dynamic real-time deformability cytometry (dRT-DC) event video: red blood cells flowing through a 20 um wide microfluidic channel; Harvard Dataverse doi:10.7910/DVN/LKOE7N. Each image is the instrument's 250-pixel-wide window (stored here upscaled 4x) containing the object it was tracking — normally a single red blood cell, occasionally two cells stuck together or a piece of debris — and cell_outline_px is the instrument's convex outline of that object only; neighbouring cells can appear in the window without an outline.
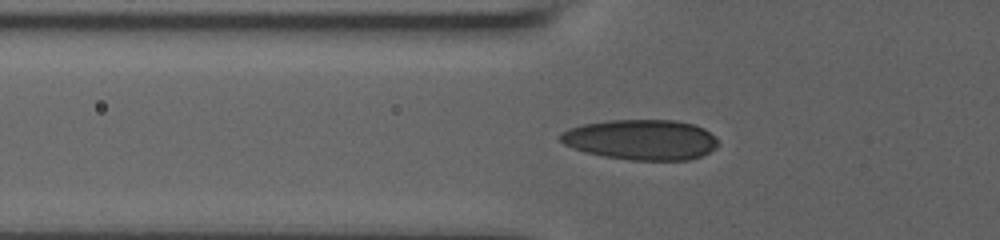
{"species": "human", "species_latin": "Homo sapiens", "temperature_condition": "room temperature", "stored_images_in_passage": 38, "camera_frame_rate_fps": 3000, "um_per_image_px": 0.085, "donor": {"sex": "male"}, "frame": {"image": 1, "passage_image": 2, "time_ms": 0.333, "image_size_px": [1000, 240], "cell_outline_px": [[716, 148], [700, 156], [688, 160], [628, 160], [604, 156], [584, 152], [564, 144], [560, 140], [560, 132], [568, 128], [580, 124], [608, 120], [676, 120], [696, 124], [704, 128], [716, 136]], "centroid_in_image_um": [54.48, 11.86], "position_along_channel_um": 71.3, "area_um2": 37.34}}
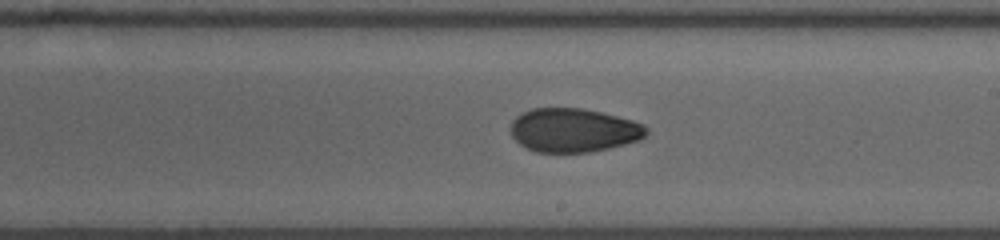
{"frame": {"image": 2, "passage_image": 16, "time_ms": 5.0, "image_size_px": [1000, 240], "cell_outline_px": [[648, 132], [640, 140], [608, 148], [588, 152], [536, 152], [520, 144], [512, 136], [512, 120], [516, 116], [532, 108], [580, 108], [600, 112], [632, 120], [644, 124], [648, 128]], "centroid_in_image_um": [48.77, 11.06], "position_along_channel_um": 240.2, "area_um2": 34.39}}
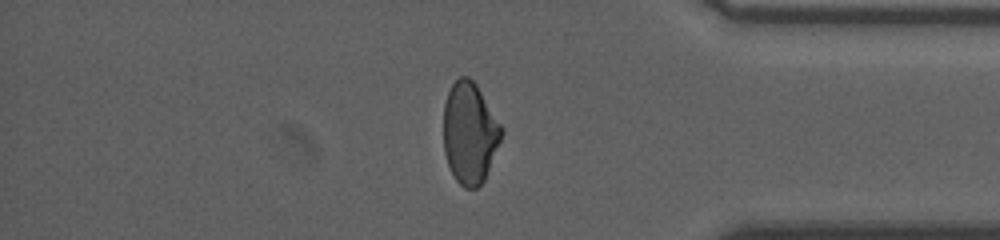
{"frame": {"image": 3, "passage_image": 30, "time_ms": 9.667, "image_size_px": [1000, 240], "cell_outline_px": [[504, 132], [484, 180], [476, 188], [464, 188], [456, 180], [448, 164], [444, 152], [444, 104], [448, 92], [452, 84], [460, 76], [468, 76], [476, 84], [504, 128]], "centroid_in_image_um": [39.93, 11.29], "position_along_channel_um": 395.3, "area_um2": 34.16}, "authors_computed_cell_mechanics": {"area_um2": 34.5644, "velocity_mm_per_s": 3.6589, "shape_relaxation_time_tau1_ms": null, "shape_relaxation_time_tau2_ms": 2.7541, "deformation_change_tau1": null, "deformation_change_tau2": 0.0678}}